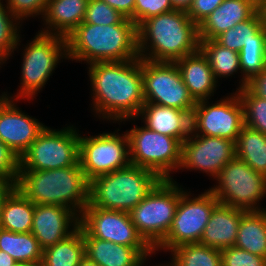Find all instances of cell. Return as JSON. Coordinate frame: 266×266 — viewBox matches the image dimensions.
<instances>
[{
  "label": "cell",
  "mask_w": 266,
  "mask_h": 266,
  "mask_svg": "<svg viewBox=\"0 0 266 266\" xmlns=\"http://www.w3.org/2000/svg\"><path fill=\"white\" fill-rule=\"evenodd\" d=\"M88 69L94 116L113 123L137 118L145 103L141 58L96 62Z\"/></svg>",
  "instance_id": "cell-1"
},
{
  "label": "cell",
  "mask_w": 266,
  "mask_h": 266,
  "mask_svg": "<svg viewBox=\"0 0 266 266\" xmlns=\"http://www.w3.org/2000/svg\"><path fill=\"white\" fill-rule=\"evenodd\" d=\"M137 35L139 57L152 62L175 63L200 50L198 25L181 10L144 20Z\"/></svg>",
  "instance_id": "cell-2"
},
{
  "label": "cell",
  "mask_w": 266,
  "mask_h": 266,
  "mask_svg": "<svg viewBox=\"0 0 266 266\" xmlns=\"http://www.w3.org/2000/svg\"><path fill=\"white\" fill-rule=\"evenodd\" d=\"M66 46L68 60L88 65L139 58L137 26L128 18L113 25L82 22L66 37Z\"/></svg>",
  "instance_id": "cell-3"
},
{
  "label": "cell",
  "mask_w": 266,
  "mask_h": 266,
  "mask_svg": "<svg viewBox=\"0 0 266 266\" xmlns=\"http://www.w3.org/2000/svg\"><path fill=\"white\" fill-rule=\"evenodd\" d=\"M16 188L34 204L59 205L79 217L89 204L90 181L80 165L53 170H20Z\"/></svg>",
  "instance_id": "cell-4"
},
{
  "label": "cell",
  "mask_w": 266,
  "mask_h": 266,
  "mask_svg": "<svg viewBox=\"0 0 266 266\" xmlns=\"http://www.w3.org/2000/svg\"><path fill=\"white\" fill-rule=\"evenodd\" d=\"M162 179L153 171L129 165L90 181L89 204L106 210L130 212Z\"/></svg>",
  "instance_id": "cell-5"
},
{
  "label": "cell",
  "mask_w": 266,
  "mask_h": 266,
  "mask_svg": "<svg viewBox=\"0 0 266 266\" xmlns=\"http://www.w3.org/2000/svg\"><path fill=\"white\" fill-rule=\"evenodd\" d=\"M22 52L19 91L16 96H10L7 92L3 95L14 100H34L58 67L56 65L63 62L62 59H68L66 38L38 32Z\"/></svg>",
  "instance_id": "cell-6"
},
{
  "label": "cell",
  "mask_w": 266,
  "mask_h": 266,
  "mask_svg": "<svg viewBox=\"0 0 266 266\" xmlns=\"http://www.w3.org/2000/svg\"><path fill=\"white\" fill-rule=\"evenodd\" d=\"M180 199V186L162 179L129 214L143 239L155 249L166 237Z\"/></svg>",
  "instance_id": "cell-7"
},
{
  "label": "cell",
  "mask_w": 266,
  "mask_h": 266,
  "mask_svg": "<svg viewBox=\"0 0 266 266\" xmlns=\"http://www.w3.org/2000/svg\"><path fill=\"white\" fill-rule=\"evenodd\" d=\"M133 126L126 130L130 164L153 171L161 179H172L170 174L177 172L181 163V142L146 126Z\"/></svg>",
  "instance_id": "cell-8"
},
{
  "label": "cell",
  "mask_w": 266,
  "mask_h": 266,
  "mask_svg": "<svg viewBox=\"0 0 266 266\" xmlns=\"http://www.w3.org/2000/svg\"><path fill=\"white\" fill-rule=\"evenodd\" d=\"M215 180L218 185L209 190L219 203L245 211L266 210L259 202L266 197V177L243 160L235 157L221 169Z\"/></svg>",
  "instance_id": "cell-9"
},
{
  "label": "cell",
  "mask_w": 266,
  "mask_h": 266,
  "mask_svg": "<svg viewBox=\"0 0 266 266\" xmlns=\"http://www.w3.org/2000/svg\"><path fill=\"white\" fill-rule=\"evenodd\" d=\"M73 125L63 129L48 126L20 158V170H53L79 163V130Z\"/></svg>",
  "instance_id": "cell-10"
},
{
  "label": "cell",
  "mask_w": 266,
  "mask_h": 266,
  "mask_svg": "<svg viewBox=\"0 0 266 266\" xmlns=\"http://www.w3.org/2000/svg\"><path fill=\"white\" fill-rule=\"evenodd\" d=\"M190 192L180 186V199L171 227L154 252H169L182 244L199 243L210 215L219 201L209 189L195 197Z\"/></svg>",
  "instance_id": "cell-11"
},
{
  "label": "cell",
  "mask_w": 266,
  "mask_h": 266,
  "mask_svg": "<svg viewBox=\"0 0 266 266\" xmlns=\"http://www.w3.org/2000/svg\"><path fill=\"white\" fill-rule=\"evenodd\" d=\"M141 68L145 103L180 109L192 115L197 102L184 84L176 63L141 58Z\"/></svg>",
  "instance_id": "cell-12"
},
{
  "label": "cell",
  "mask_w": 266,
  "mask_h": 266,
  "mask_svg": "<svg viewBox=\"0 0 266 266\" xmlns=\"http://www.w3.org/2000/svg\"><path fill=\"white\" fill-rule=\"evenodd\" d=\"M103 132L95 136H82L79 140V163L86 178H93L126 168L130 165L129 140L124 134Z\"/></svg>",
  "instance_id": "cell-13"
},
{
  "label": "cell",
  "mask_w": 266,
  "mask_h": 266,
  "mask_svg": "<svg viewBox=\"0 0 266 266\" xmlns=\"http://www.w3.org/2000/svg\"><path fill=\"white\" fill-rule=\"evenodd\" d=\"M191 123L193 134L221 137L236 143L244 126V108L237 91L215 103L209 104L208 99L198 101L191 115Z\"/></svg>",
  "instance_id": "cell-14"
},
{
  "label": "cell",
  "mask_w": 266,
  "mask_h": 266,
  "mask_svg": "<svg viewBox=\"0 0 266 266\" xmlns=\"http://www.w3.org/2000/svg\"><path fill=\"white\" fill-rule=\"evenodd\" d=\"M83 237H94L133 248H152L138 233L128 212L85 207L80 215Z\"/></svg>",
  "instance_id": "cell-15"
},
{
  "label": "cell",
  "mask_w": 266,
  "mask_h": 266,
  "mask_svg": "<svg viewBox=\"0 0 266 266\" xmlns=\"http://www.w3.org/2000/svg\"><path fill=\"white\" fill-rule=\"evenodd\" d=\"M235 157L234 141L191 132L181 143V163L178 170L201 171L215 179L221 169Z\"/></svg>",
  "instance_id": "cell-16"
},
{
  "label": "cell",
  "mask_w": 266,
  "mask_h": 266,
  "mask_svg": "<svg viewBox=\"0 0 266 266\" xmlns=\"http://www.w3.org/2000/svg\"><path fill=\"white\" fill-rule=\"evenodd\" d=\"M11 98L0 100V139L19 157L29 149L46 125L17 107Z\"/></svg>",
  "instance_id": "cell-17"
},
{
  "label": "cell",
  "mask_w": 266,
  "mask_h": 266,
  "mask_svg": "<svg viewBox=\"0 0 266 266\" xmlns=\"http://www.w3.org/2000/svg\"><path fill=\"white\" fill-rule=\"evenodd\" d=\"M80 224V217L71 209L50 204H34L31 233L42 250L71 235Z\"/></svg>",
  "instance_id": "cell-18"
},
{
  "label": "cell",
  "mask_w": 266,
  "mask_h": 266,
  "mask_svg": "<svg viewBox=\"0 0 266 266\" xmlns=\"http://www.w3.org/2000/svg\"><path fill=\"white\" fill-rule=\"evenodd\" d=\"M139 118L148 129L177 138L181 143L191 134V114L187 111L144 103L137 118L125 119L123 123Z\"/></svg>",
  "instance_id": "cell-19"
},
{
  "label": "cell",
  "mask_w": 266,
  "mask_h": 266,
  "mask_svg": "<svg viewBox=\"0 0 266 266\" xmlns=\"http://www.w3.org/2000/svg\"><path fill=\"white\" fill-rule=\"evenodd\" d=\"M83 240L85 256L99 266H141L156 254L153 248H133L94 237Z\"/></svg>",
  "instance_id": "cell-20"
},
{
  "label": "cell",
  "mask_w": 266,
  "mask_h": 266,
  "mask_svg": "<svg viewBox=\"0 0 266 266\" xmlns=\"http://www.w3.org/2000/svg\"><path fill=\"white\" fill-rule=\"evenodd\" d=\"M258 10V0H224L199 25L200 40H215L236 24L249 19Z\"/></svg>",
  "instance_id": "cell-21"
},
{
  "label": "cell",
  "mask_w": 266,
  "mask_h": 266,
  "mask_svg": "<svg viewBox=\"0 0 266 266\" xmlns=\"http://www.w3.org/2000/svg\"><path fill=\"white\" fill-rule=\"evenodd\" d=\"M245 210L218 203L209 218L199 243L222 250L234 246Z\"/></svg>",
  "instance_id": "cell-22"
},
{
  "label": "cell",
  "mask_w": 266,
  "mask_h": 266,
  "mask_svg": "<svg viewBox=\"0 0 266 266\" xmlns=\"http://www.w3.org/2000/svg\"><path fill=\"white\" fill-rule=\"evenodd\" d=\"M175 63L192 98L196 102L211 99L220 81L215 79L209 60L203 52L199 50Z\"/></svg>",
  "instance_id": "cell-23"
},
{
  "label": "cell",
  "mask_w": 266,
  "mask_h": 266,
  "mask_svg": "<svg viewBox=\"0 0 266 266\" xmlns=\"http://www.w3.org/2000/svg\"><path fill=\"white\" fill-rule=\"evenodd\" d=\"M89 0H49L43 15L42 30L38 32L66 38L85 16Z\"/></svg>",
  "instance_id": "cell-24"
},
{
  "label": "cell",
  "mask_w": 266,
  "mask_h": 266,
  "mask_svg": "<svg viewBox=\"0 0 266 266\" xmlns=\"http://www.w3.org/2000/svg\"><path fill=\"white\" fill-rule=\"evenodd\" d=\"M234 246L266 258V210L242 215Z\"/></svg>",
  "instance_id": "cell-25"
},
{
  "label": "cell",
  "mask_w": 266,
  "mask_h": 266,
  "mask_svg": "<svg viewBox=\"0 0 266 266\" xmlns=\"http://www.w3.org/2000/svg\"><path fill=\"white\" fill-rule=\"evenodd\" d=\"M33 215L34 203L16 188L4 202L0 228L15 233H29Z\"/></svg>",
  "instance_id": "cell-26"
},
{
  "label": "cell",
  "mask_w": 266,
  "mask_h": 266,
  "mask_svg": "<svg viewBox=\"0 0 266 266\" xmlns=\"http://www.w3.org/2000/svg\"><path fill=\"white\" fill-rule=\"evenodd\" d=\"M85 257L80 226L68 237L43 250L40 266H79Z\"/></svg>",
  "instance_id": "cell-27"
},
{
  "label": "cell",
  "mask_w": 266,
  "mask_h": 266,
  "mask_svg": "<svg viewBox=\"0 0 266 266\" xmlns=\"http://www.w3.org/2000/svg\"><path fill=\"white\" fill-rule=\"evenodd\" d=\"M0 250L18 263L40 266L42 262L43 250L31 232L15 233L0 228Z\"/></svg>",
  "instance_id": "cell-28"
},
{
  "label": "cell",
  "mask_w": 266,
  "mask_h": 266,
  "mask_svg": "<svg viewBox=\"0 0 266 266\" xmlns=\"http://www.w3.org/2000/svg\"><path fill=\"white\" fill-rule=\"evenodd\" d=\"M235 147L237 158L266 177V135L244 125Z\"/></svg>",
  "instance_id": "cell-29"
},
{
  "label": "cell",
  "mask_w": 266,
  "mask_h": 266,
  "mask_svg": "<svg viewBox=\"0 0 266 266\" xmlns=\"http://www.w3.org/2000/svg\"><path fill=\"white\" fill-rule=\"evenodd\" d=\"M220 45L238 52L243 44L250 41H266V29L263 26L259 10L249 19L236 24L215 39Z\"/></svg>",
  "instance_id": "cell-30"
},
{
  "label": "cell",
  "mask_w": 266,
  "mask_h": 266,
  "mask_svg": "<svg viewBox=\"0 0 266 266\" xmlns=\"http://www.w3.org/2000/svg\"><path fill=\"white\" fill-rule=\"evenodd\" d=\"M169 252L168 266H222L221 251L200 243L182 244Z\"/></svg>",
  "instance_id": "cell-31"
},
{
  "label": "cell",
  "mask_w": 266,
  "mask_h": 266,
  "mask_svg": "<svg viewBox=\"0 0 266 266\" xmlns=\"http://www.w3.org/2000/svg\"><path fill=\"white\" fill-rule=\"evenodd\" d=\"M200 50L208 58L215 79L241 73L239 53L223 47L216 40H200Z\"/></svg>",
  "instance_id": "cell-32"
},
{
  "label": "cell",
  "mask_w": 266,
  "mask_h": 266,
  "mask_svg": "<svg viewBox=\"0 0 266 266\" xmlns=\"http://www.w3.org/2000/svg\"><path fill=\"white\" fill-rule=\"evenodd\" d=\"M239 61L242 79L238 88L247 86V83L266 68V41H250L243 44L239 51Z\"/></svg>",
  "instance_id": "cell-33"
},
{
  "label": "cell",
  "mask_w": 266,
  "mask_h": 266,
  "mask_svg": "<svg viewBox=\"0 0 266 266\" xmlns=\"http://www.w3.org/2000/svg\"><path fill=\"white\" fill-rule=\"evenodd\" d=\"M20 23L10 12L7 5L3 4V0H0V67L9 60L12 53L20 46L21 34L19 28L22 25Z\"/></svg>",
  "instance_id": "cell-34"
},
{
  "label": "cell",
  "mask_w": 266,
  "mask_h": 266,
  "mask_svg": "<svg viewBox=\"0 0 266 266\" xmlns=\"http://www.w3.org/2000/svg\"><path fill=\"white\" fill-rule=\"evenodd\" d=\"M244 108V125L266 135V99L247 86L236 90Z\"/></svg>",
  "instance_id": "cell-35"
},
{
  "label": "cell",
  "mask_w": 266,
  "mask_h": 266,
  "mask_svg": "<svg viewBox=\"0 0 266 266\" xmlns=\"http://www.w3.org/2000/svg\"><path fill=\"white\" fill-rule=\"evenodd\" d=\"M125 18L103 0H89L83 22L95 25H113L120 24Z\"/></svg>",
  "instance_id": "cell-36"
},
{
  "label": "cell",
  "mask_w": 266,
  "mask_h": 266,
  "mask_svg": "<svg viewBox=\"0 0 266 266\" xmlns=\"http://www.w3.org/2000/svg\"><path fill=\"white\" fill-rule=\"evenodd\" d=\"M221 251L222 266H266V258L231 246Z\"/></svg>",
  "instance_id": "cell-37"
},
{
  "label": "cell",
  "mask_w": 266,
  "mask_h": 266,
  "mask_svg": "<svg viewBox=\"0 0 266 266\" xmlns=\"http://www.w3.org/2000/svg\"><path fill=\"white\" fill-rule=\"evenodd\" d=\"M49 0H6L10 12L21 22L29 17L44 15Z\"/></svg>",
  "instance_id": "cell-38"
},
{
  "label": "cell",
  "mask_w": 266,
  "mask_h": 266,
  "mask_svg": "<svg viewBox=\"0 0 266 266\" xmlns=\"http://www.w3.org/2000/svg\"><path fill=\"white\" fill-rule=\"evenodd\" d=\"M172 10L170 0H135L134 23L138 27L144 20Z\"/></svg>",
  "instance_id": "cell-39"
},
{
  "label": "cell",
  "mask_w": 266,
  "mask_h": 266,
  "mask_svg": "<svg viewBox=\"0 0 266 266\" xmlns=\"http://www.w3.org/2000/svg\"><path fill=\"white\" fill-rule=\"evenodd\" d=\"M20 158L0 139V180L16 185Z\"/></svg>",
  "instance_id": "cell-40"
},
{
  "label": "cell",
  "mask_w": 266,
  "mask_h": 266,
  "mask_svg": "<svg viewBox=\"0 0 266 266\" xmlns=\"http://www.w3.org/2000/svg\"><path fill=\"white\" fill-rule=\"evenodd\" d=\"M224 0H194L189 9V18L199 25L215 9H217Z\"/></svg>",
  "instance_id": "cell-41"
},
{
  "label": "cell",
  "mask_w": 266,
  "mask_h": 266,
  "mask_svg": "<svg viewBox=\"0 0 266 266\" xmlns=\"http://www.w3.org/2000/svg\"><path fill=\"white\" fill-rule=\"evenodd\" d=\"M109 6L116 9L124 17L134 22L135 0H103Z\"/></svg>",
  "instance_id": "cell-42"
},
{
  "label": "cell",
  "mask_w": 266,
  "mask_h": 266,
  "mask_svg": "<svg viewBox=\"0 0 266 266\" xmlns=\"http://www.w3.org/2000/svg\"><path fill=\"white\" fill-rule=\"evenodd\" d=\"M247 87L256 95L266 99V68L258 75L253 77Z\"/></svg>",
  "instance_id": "cell-43"
},
{
  "label": "cell",
  "mask_w": 266,
  "mask_h": 266,
  "mask_svg": "<svg viewBox=\"0 0 266 266\" xmlns=\"http://www.w3.org/2000/svg\"><path fill=\"white\" fill-rule=\"evenodd\" d=\"M16 189V185L4 180H0V221L2 208L6 198Z\"/></svg>",
  "instance_id": "cell-44"
},
{
  "label": "cell",
  "mask_w": 266,
  "mask_h": 266,
  "mask_svg": "<svg viewBox=\"0 0 266 266\" xmlns=\"http://www.w3.org/2000/svg\"><path fill=\"white\" fill-rule=\"evenodd\" d=\"M194 0H170L171 5L174 10H181L188 12L192 7Z\"/></svg>",
  "instance_id": "cell-45"
},
{
  "label": "cell",
  "mask_w": 266,
  "mask_h": 266,
  "mask_svg": "<svg viewBox=\"0 0 266 266\" xmlns=\"http://www.w3.org/2000/svg\"><path fill=\"white\" fill-rule=\"evenodd\" d=\"M16 263L13 257L0 250V266H13Z\"/></svg>",
  "instance_id": "cell-46"
},
{
  "label": "cell",
  "mask_w": 266,
  "mask_h": 266,
  "mask_svg": "<svg viewBox=\"0 0 266 266\" xmlns=\"http://www.w3.org/2000/svg\"><path fill=\"white\" fill-rule=\"evenodd\" d=\"M258 10L262 18L263 26L266 29V0H258Z\"/></svg>",
  "instance_id": "cell-47"
},
{
  "label": "cell",
  "mask_w": 266,
  "mask_h": 266,
  "mask_svg": "<svg viewBox=\"0 0 266 266\" xmlns=\"http://www.w3.org/2000/svg\"><path fill=\"white\" fill-rule=\"evenodd\" d=\"M79 266H99L96 262L91 261L86 256L81 260Z\"/></svg>",
  "instance_id": "cell-48"
},
{
  "label": "cell",
  "mask_w": 266,
  "mask_h": 266,
  "mask_svg": "<svg viewBox=\"0 0 266 266\" xmlns=\"http://www.w3.org/2000/svg\"><path fill=\"white\" fill-rule=\"evenodd\" d=\"M13 266H33V265L26 264V263H18V262H16Z\"/></svg>",
  "instance_id": "cell-49"
},
{
  "label": "cell",
  "mask_w": 266,
  "mask_h": 266,
  "mask_svg": "<svg viewBox=\"0 0 266 266\" xmlns=\"http://www.w3.org/2000/svg\"><path fill=\"white\" fill-rule=\"evenodd\" d=\"M144 265H145V263L142 264L141 266H144ZM156 266H168V263H166V265H163V263H162V264H160V265H156Z\"/></svg>",
  "instance_id": "cell-50"
}]
</instances>
